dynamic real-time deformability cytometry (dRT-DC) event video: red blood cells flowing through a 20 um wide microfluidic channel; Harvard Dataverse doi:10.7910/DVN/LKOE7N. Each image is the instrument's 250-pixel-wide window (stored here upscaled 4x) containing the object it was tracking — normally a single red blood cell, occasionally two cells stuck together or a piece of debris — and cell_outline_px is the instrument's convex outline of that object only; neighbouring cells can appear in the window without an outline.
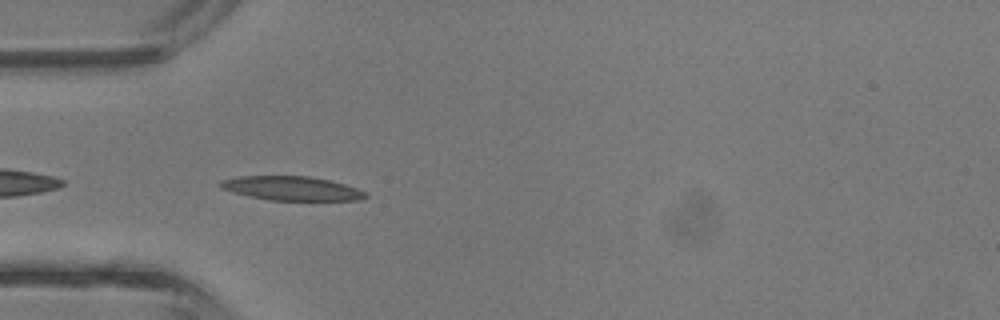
{"species": "common noctule bat (a hibernating species)", "species_latin": "Nyctalus noctula", "temperature_condition": "room temperature", "stored_images_in_passage": 34, "camera_frame_rate_fps": 3000, "um_per_image_px": 0.085, "animal": {"sex": "male", "body_mass_g": 13.3}, "frame": {"image": 1, "passage_image": 5, "time_ms": 1.333, "image_size_px": [1000, 320], "cell_outline_px": [[368, 196], [356, 200], [268, 200], [248, 196], [232, 192], [220, 188], [216, 184], [220, 180], [240, 176], [308, 176], [328, 180], [344, 184], [356, 188], [364, 192]], "centroid_in_image_um": [24.7, 16.01], "position_along_channel_um": 60.3, "area_um2": 20.29}}
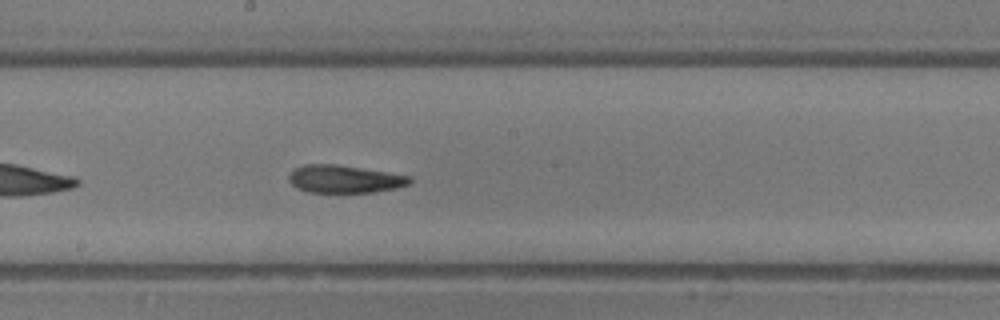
{"frame": {"image": 2, "passage_image": 15, "time_ms": 4.667, "image_size_px": [1000, 320], "cell_outline_px": [[412, 184], [396, 188], [372, 192], [308, 192], [296, 188], [288, 180], [288, 176], [296, 168], [304, 164], [336, 164], [412, 176]], "centroid_in_image_um": [29.3, 15.22], "position_along_channel_um": 218.9, "area_um2": 19.54}}
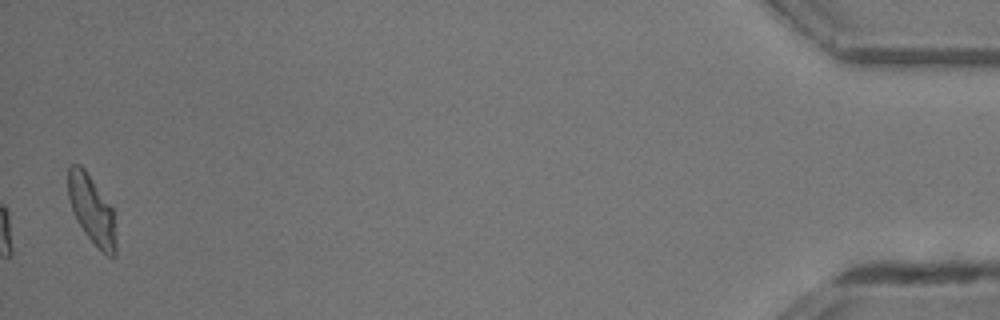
{"frame": {"image": 3, "passage_image": 34, "time_ms": 11.0, "image_size_px": [1000, 320], "cell_outline_px": [[116, 256], [108, 256], [84, 232], [76, 220], [68, 196], [68, 164], [80, 164], [84, 168], [112, 208], [116, 236]], "centroid_in_image_um": [7.79, 17.8], "position_along_channel_um": 427.4, "area_um2": 18.73}, "authors_computed_cell_mechanics": {"area_um2": 19.3919, "velocity_mm_per_s": 4.8339, "shape_relaxation_time_tau1_ms": 6.5234, "shape_relaxation_time_tau2_ms": 3.6093, "deformation_change_tau1": 0.1853, "deformation_change_tau2": 0.1259}}